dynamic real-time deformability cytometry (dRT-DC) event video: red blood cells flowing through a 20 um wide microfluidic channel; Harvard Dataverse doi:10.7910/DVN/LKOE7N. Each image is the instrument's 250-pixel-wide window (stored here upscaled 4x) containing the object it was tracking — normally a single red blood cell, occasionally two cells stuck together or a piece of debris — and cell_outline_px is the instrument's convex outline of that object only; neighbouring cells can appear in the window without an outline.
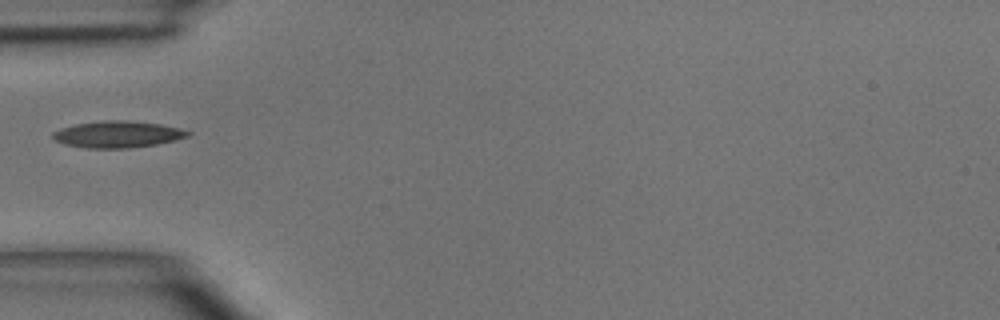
{"species": "common noctule bat (a hibernating species)", "species_latin": "Nyctalus noctula", "temperature_condition": "room temperature", "stored_images_in_passage": 7, "camera_frame_rate_fps": 3000, "um_per_image_px": 0.085, "animal": {"sex": "male", "body_mass_g": 15.6}, "frame": {"image": 1, "passage_image": 5, "time_ms": 5.667, "image_size_px": [1000, 320], "cell_outline_px": [[192, 132], [188, 136], [176, 140], [156, 144], [124, 148], [88, 148], [64, 144], [56, 140], [52, 136], [52, 132], [60, 128], [76, 124], [104, 120], [128, 120], [160, 124], [180, 128]], "centroid_in_image_um": [10.0, 11.41], "position_along_channel_um": 75.0, "area_um2": 20.87}}
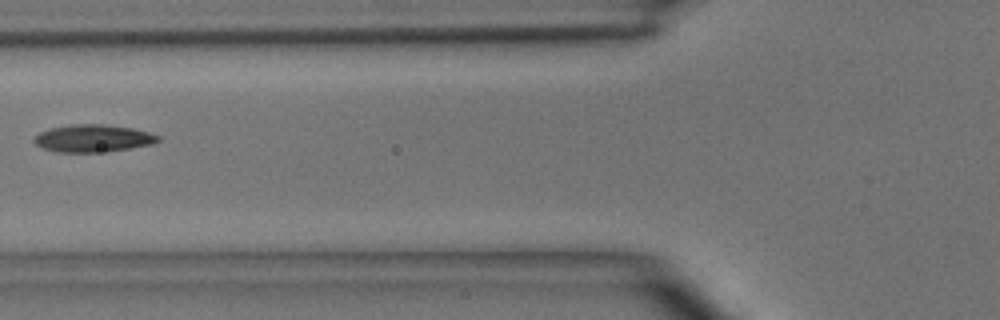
{"frame": {"image": 2, "passage_image": 6, "time_ms": 6.667, "image_size_px": [1000, 320], "cell_outline_px": [[160, 140], [152, 144], [128, 148], [96, 152], [60, 152], [44, 148], [36, 144], [32, 140], [40, 132], [52, 128], [68, 124], [104, 124], [132, 128], [148, 132], [160, 136]], "centroid_in_image_um": [7.9, 11.74], "position_along_channel_um": 117.9, "area_um2": 19.54}}